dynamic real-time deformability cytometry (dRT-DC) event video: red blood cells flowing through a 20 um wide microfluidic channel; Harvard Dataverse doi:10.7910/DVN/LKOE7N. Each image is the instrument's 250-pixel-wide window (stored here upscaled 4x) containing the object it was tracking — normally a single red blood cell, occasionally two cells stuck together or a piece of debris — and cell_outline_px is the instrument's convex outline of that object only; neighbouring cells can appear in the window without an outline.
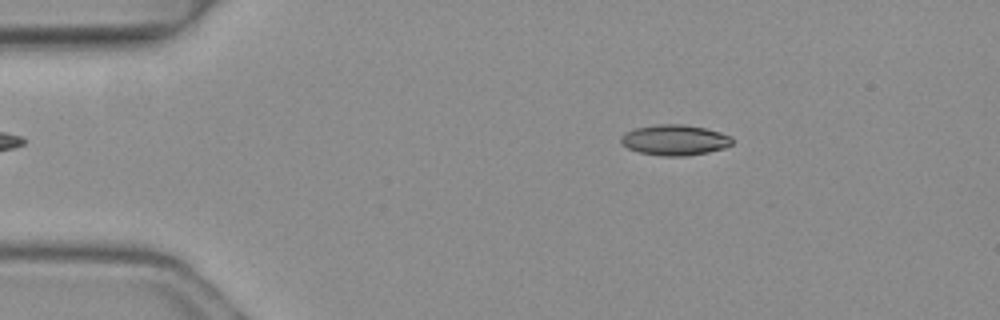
{"species": "common noctule bat (a hibernating species)", "species_latin": "Nyctalus noctula", "temperature_condition": "warm", "stored_images_in_passage": 5, "camera_frame_rate_fps": 3000, "um_per_image_px": 0.085, "animal": {"sex": "female", "body_mass_g": 19.3, "forearm_length_mm": 54.1}, "frame": {"image": 1, "passage_image": 1, "time_ms": 0.0, "image_size_px": [1000, 320], "cell_outline_px": [[732, 144], [724, 148], [708, 152], [688, 156], [664, 156], [640, 152], [628, 148], [620, 140], [620, 136], [636, 128], [656, 124], [684, 124], [704, 128], [720, 132], [732, 136]], "centroid_in_image_um": [57.38, 11.9], "position_along_channel_um": 27.6, "area_um2": 19.71}}
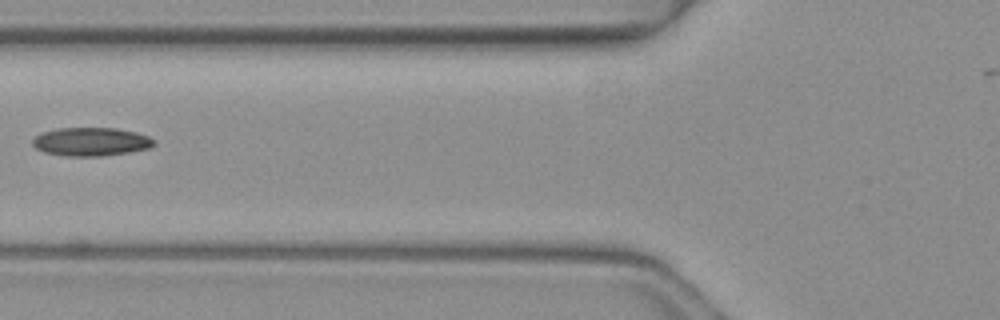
{"frame": {"image": 2, "passage_image": 4, "time_ms": 1.0, "image_size_px": [1000, 320], "cell_outline_px": [[156, 144], [148, 148], [128, 152], [100, 156], [64, 156], [44, 152], [36, 148], [32, 144], [32, 140], [40, 132], [56, 128], [116, 128], [136, 132], [148, 136], [156, 140]], "centroid_in_image_um": [7.72, 12.04], "position_along_channel_um": 118.1, "area_um2": 20.23}}
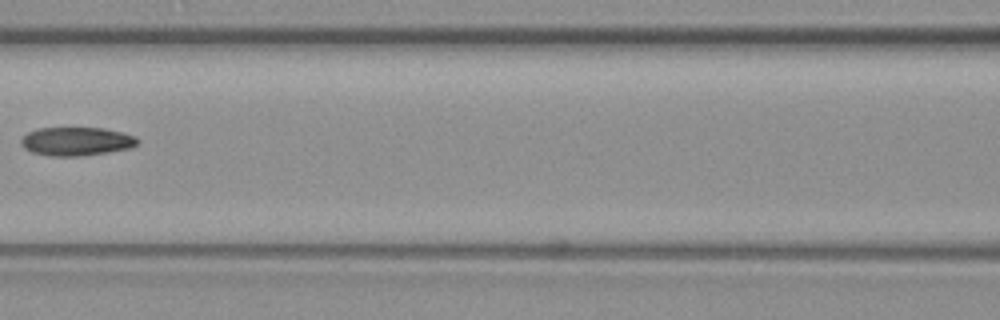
{"frame": {"image": 3, "passage_image": 5, "time_ms": 1.333, "image_size_px": [1000, 320], "cell_outline_px": [[140, 140], [136, 144], [128, 148], [108, 152], [80, 156], [52, 156], [32, 152], [24, 148], [20, 144], [20, 140], [28, 132], [40, 128], [104, 128], [124, 132], [136, 136]], "centroid_in_image_um": [6.5, 12.01], "position_along_channel_um": 160.1, "area_um2": 19.36}}